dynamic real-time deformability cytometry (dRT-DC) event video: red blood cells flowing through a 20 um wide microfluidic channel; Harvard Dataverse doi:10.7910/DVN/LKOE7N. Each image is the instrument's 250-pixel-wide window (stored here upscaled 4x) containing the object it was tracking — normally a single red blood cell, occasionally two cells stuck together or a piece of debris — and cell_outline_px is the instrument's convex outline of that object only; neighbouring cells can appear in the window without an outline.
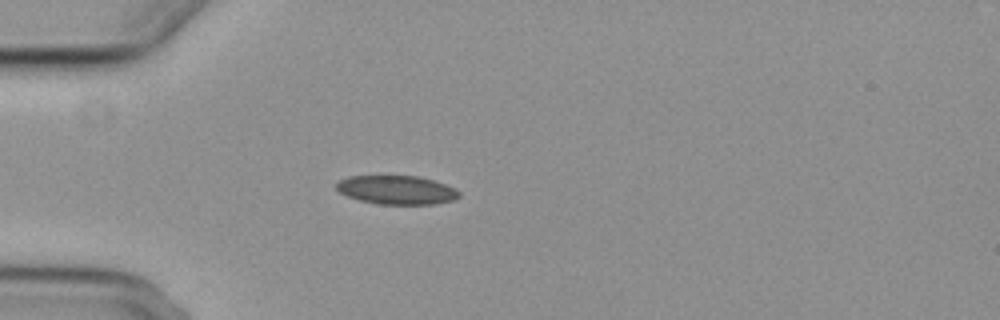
{"species": "common noctule bat (a hibernating species)", "species_latin": "Nyctalus noctula", "temperature_condition": "cold", "stored_images_in_passage": 4, "camera_frame_rate_fps": 3000, "um_per_image_px": 0.085, "animal": {"sex": "female", "body_mass_g": 29.2, "forearm_length_mm": 56.3}, "frame": {"image": 1, "passage_image": 4, "time_ms": 3.667, "image_size_px": [1000, 320], "cell_outline_px": [[460, 196], [456, 200], [436, 204], [376, 204], [360, 200], [348, 196], [340, 192], [336, 188], [336, 184], [340, 180], [348, 176], [416, 176], [432, 180], [456, 188], [460, 192]], "centroid_in_image_um": [33.75, 16.15], "position_along_channel_um": 51.3, "area_um2": 20.58}}